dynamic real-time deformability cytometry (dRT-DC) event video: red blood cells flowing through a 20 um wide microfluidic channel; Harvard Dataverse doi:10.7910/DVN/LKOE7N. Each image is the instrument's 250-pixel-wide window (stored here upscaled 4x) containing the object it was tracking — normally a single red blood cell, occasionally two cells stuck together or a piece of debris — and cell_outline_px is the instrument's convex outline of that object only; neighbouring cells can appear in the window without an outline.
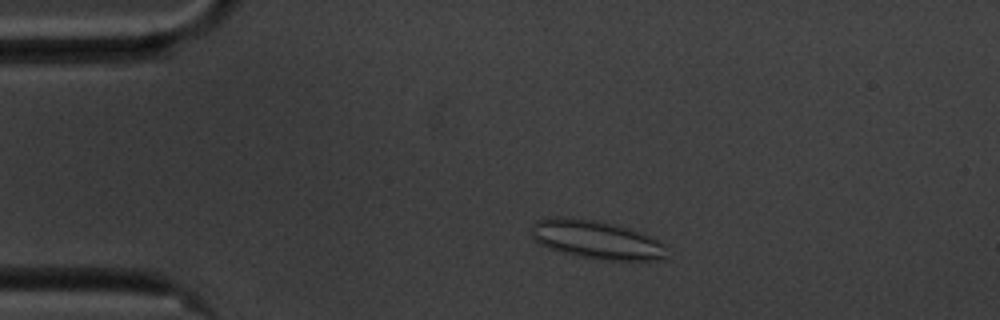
{"species": "common noctule bat (a hibernating species)", "species_latin": "Nyctalus noctula", "temperature_condition": "cold", "stored_images_in_passage": 53, "camera_frame_rate_fps": 3000, "um_per_image_px": 0.085, "animal": {"sex": "male", "body_mass_g": 20.1, "forearm_length_mm": 53.5}, "frame": {"image": 1, "passage_image": 8, "time_ms": 2.333, "image_size_px": [1000, 320], "cell_outline_px": [[664, 256], [660, 260], [604, 260], [580, 256], [548, 248], [532, 240], [532, 224], [536, 220], [560, 216], [564, 216], [592, 220], [612, 224], [648, 236], [664, 244]], "centroid_in_image_um": [50.6, 20.37], "position_along_channel_um": 34.4, "area_um2": 29.65}}
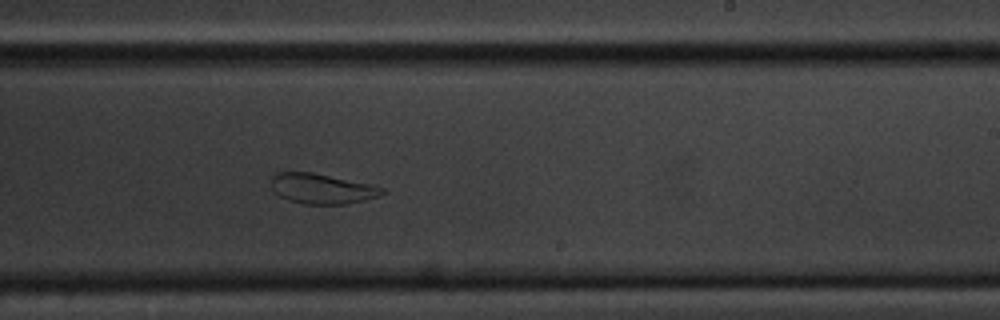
{"frame": {"image": 2, "passage_image": 31, "time_ms": 10.0, "image_size_px": [1000, 320], "cell_outline_px": [[388, 192], [376, 196], [348, 204], [304, 204], [288, 200], [280, 196], [272, 188], [272, 176], [276, 172], [312, 172], [372, 184], [384, 188]], "centroid_in_image_um": [27.38, 16.03], "position_along_channel_um": 261.6, "area_um2": 19.48}}
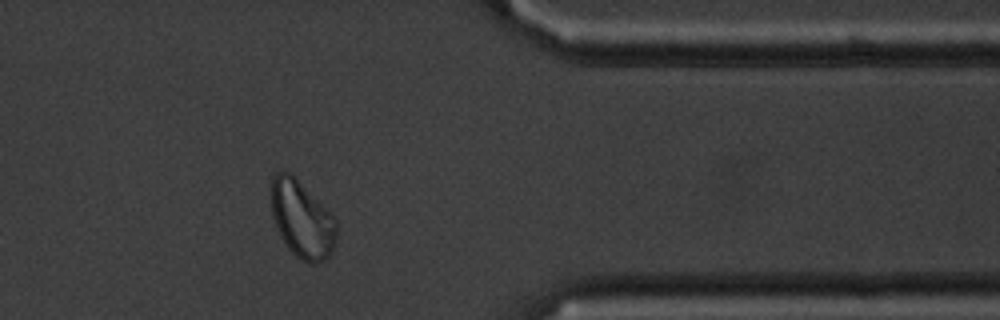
{"frame": {"image": 3, "passage_image": 43, "time_ms": 14.0, "image_size_px": [1000, 320], "cell_outline_px": [[336, 240], [332, 252], [324, 260], [316, 264], [308, 264], [296, 256], [288, 248], [272, 216], [272, 176], [276, 172], [288, 172], [332, 212], [336, 220]], "centroid_in_image_um": [25.7, 18.67], "position_along_channel_um": 385.7, "area_um2": 29.02}, "authors_computed_cell_mechanics": {"area_um2": 27.455, "velocity_mm_per_s": 3.488, "shape_relaxation_time_tau1_ms": null, "shape_relaxation_time_tau2_ms": 0.9239, "deformation_change_tau1": null, "deformation_change_tau2": 0.0703}}